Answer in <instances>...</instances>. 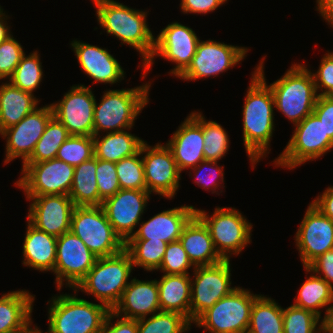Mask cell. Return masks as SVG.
<instances>
[{
    "instance_id": "41",
    "label": "cell",
    "mask_w": 333,
    "mask_h": 333,
    "mask_svg": "<svg viewBox=\"0 0 333 333\" xmlns=\"http://www.w3.org/2000/svg\"><path fill=\"white\" fill-rule=\"evenodd\" d=\"M320 320L314 312L291 305L283 308V333H318Z\"/></svg>"
},
{
    "instance_id": "29",
    "label": "cell",
    "mask_w": 333,
    "mask_h": 333,
    "mask_svg": "<svg viewBox=\"0 0 333 333\" xmlns=\"http://www.w3.org/2000/svg\"><path fill=\"white\" fill-rule=\"evenodd\" d=\"M34 93L21 90L9 81L0 85V134L19 123L40 104Z\"/></svg>"
},
{
    "instance_id": "9",
    "label": "cell",
    "mask_w": 333,
    "mask_h": 333,
    "mask_svg": "<svg viewBox=\"0 0 333 333\" xmlns=\"http://www.w3.org/2000/svg\"><path fill=\"white\" fill-rule=\"evenodd\" d=\"M294 132L288 144L273 163L277 167L297 168L302 164L321 158L333 149V141L325 132L321 120L311 113L294 126Z\"/></svg>"
},
{
    "instance_id": "55",
    "label": "cell",
    "mask_w": 333,
    "mask_h": 333,
    "mask_svg": "<svg viewBox=\"0 0 333 333\" xmlns=\"http://www.w3.org/2000/svg\"><path fill=\"white\" fill-rule=\"evenodd\" d=\"M322 333H333V306L330 307L321 318Z\"/></svg>"
},
{
    "instance_id": "53",
    "label": "cell",
    "mask_w": 333,
    "mask_h": 333,
    "mask_svg": "<svg viewBox=\"0 0 333 333\" xmlns=\"http://www.w3.org/2000/svg\"><path fill=\"white\" fill-rule=\"evenodd\" d=\"M316 10L333 28V0H316Z\"/></svg>"
},
{
    "instance_id": "26",
    "label": "cell",
    "mask_w": 333,
    "mask_h": 333,
    "mask_svg": "<svg viewBox=\"0 0 333 333\" xmlns=\"http://www.w3.org/2000/svg\"><path fill=\"white\" fill-rule=\"evenodd\" d=\"M179 241L195 267L224 260L215 249L208 227L196 214L184 226Z\"/></svg>"
},
{
    "instance_id": "13",
    "label": "cell",
    "mask_w": 333,
    "mask_h": 333,
    "mask_svg": "<svg viewBox=\"0 0 333 333\" xmlns=\"http://www.w3.org/2000/svg\"><path fill=\"white\" fill-rule=\"evenodd\" d=\"M230 260L210 266H197L191 279L190 322L194 323L218 300L230 294L232 287Z\"/></svg>"
},
{
    "instance_id": "38",
    "label": "cell",
    "mask_w": 333,
    "mask_h": 333,
    "mask_svg": "<svg viewBox=\"0 0 333 333\" xmlns=\"http://www.w3.org/2000/svg\"><path fill=\"white\" fill-rule=\"evenodd\" d=\"M38 53L36 50L28 56L26 53L22 56L17 68L8 79L12 85L31 93L39 88L44 74Z\"/></svg>"
},
{
    "instance_id": "2",
    "label": "cell",
    "mask_w": 333,
    "mask_h": 333,
    "mask_svg": "<svg viewBox=\"0 0 333 333\" xmlns=\"http://www.w3.org/2000/svg\"><path fill=\"white\" fill-rule=\"evenodd\" d=\"M96 7L97 21L107 35L137 50L143 66L154 50V38L148 27L147 11L137 10L114 0H91Z\"/></svg>"
},
{
    "instance_id": "43",
    "label": "cell",
    "mask_w": 333,
    "mask_h": 333,
    "mask_svg": "<svg viewBox=\"0 0 333 333\" xmlns=\"http://www.w3.org/2000/svg\"><path fill=\"white\" fill-rule=\"evenodd\" d=\"M191 267L195 269L180 241L168 243L158 270L164 274L182 275L190 274L188 270Z\"/></svg>"
},
{
    "instance_id": "52",
    "label": "cell",
    "mask_w": 333,
    "mask_h": 333,
    "mask_svg": "<svg viewBox=\"0 0 333 333\" xmlns=\"http://www.w3.org/2000/svg\"><path fill=\"white\" fill-rule=\"evenodd\" d=\"M311 203L333 221V186L326 188Z\"/></svg>"
},
{
    "instance_id": "56",
    "label": "cell",
    "mask_w": 333,
    "mask_h": 333,
    "mask_svg": "<svg viewBox=\"0 0 333 333\" xmlns=\"http://www.w3.org/2000/svg\"><path fill=\"white\" fill-rule=\"evenodd\" d=\"M23 333H43V332L37 326H34V328L31 326L29 329H27Z\"/></svg>"
},
{
    "instance_id": "49",
    "label": "cell",
    "mask_w": 333,
    "mask_h": 333,
    "mask_svg": "<svg viewBox=\"0 0 333 333\" xmlns=\"http://www.w3.org/2000/svg\"><path fill=\"white\" fill-rule=\"evenodd\" d=\"M115 318L117 320L113 324L111 320ZM101 333H138L137 320L121 317L111 310L105 320Z\"/></svg>"
},
{
    "instance_id": "1",
    "label": "cell",
    "mask_w": 333,
    "mask_h": 333,
    "mask_svg": "<svg viewBox=\"0 0 333 333\" xmlns=\"http://www.w3.org/2000/svg\"><path fill=\"white\" fill-rule=\"evenodd\" d=\"M265 57L252 72L242 108L243 142L253 169L261 158L269 154L275 131V101L264 76Z\"/></svg>"
},
{
    "instance_id": "33",
    "label": "cell",
    "mask_w": 333,
    "mask_h": 333,
    "mask_svg": "<svg viewBox=\"0 0 333 333\" xmlns=\"http://www.w3.org/2000/svg\"><path fill=\"white\" fill-rule=\"evenodd\" d=\"M69 197L75 206H101L96 181V157L75 166Z\"/></svg>"
},
{
    "instance_id": "40",
    "label": "cell",
    "mask_w": 333,
    "mask_h": 333,
    "mask_svg": "<svg viewBox=\"0 0 333 333\" xmlns=\"http://www.w3.org/2000/svg\"><path fill=\"white\" fill-rule=\"evenodd\" d=\"M92 136L70 135L57 151L56 158L72 166L80 165L94 157Z\"/></svg>"
},
{
    "instance_id": "15",
    "label": "cell",
    "mask_w": 333,
    "mask_h": 333,
    "mask_svg": "<svg viewBox=\"0 0 333 333\" xmlns=\"http://www.w3.org/2000/svg\"><path fill=\"white\" fill-rule=\"evenodd\" d=\"M97 256L71 231L57 237L54 275L57 290L74 289L94 266ZM65 282V283H64ZM67 285V286H66Z\"/></svg>"
},
{
    "instance_id": "35",
    "label": "cell",
    "mask_w": 333,
    "mask_h": 333,
    "mask_svg": "<svg viewBox=\"0 0 333 333\" xmlns=\"http://www.w3.org/2000/svg\"><path fill=\"white\" fill-rule=\"evenodd\" d=\"M167 244L160 239H129L125 243V250L131 256L133 267L153 272L160 268Z\"/></svg>"
},
{
    "instance_id": "3",
    "label": "cell",
    "mask_w": 333,
    "mask_h": 333,
    "mask_svg": "<svg viewBox=\"0 0 333 333\" xmlns=\"http://www.w3.org/2000/svg\"><path fill=\"white\" fill-rule=\"evenodd\" d=\"M73 294H60L48 302L46 333H101L111 311L102 303L89 302ZM51 302V303H50Z\"/></svg>"
},
{
    "instance_id": "47",
    "label": "cell",
    "mask_w": 333,
    "mask_h": 333,
    "mask_svg": "<svg viewBox=\"0 0 333 333\" xmlns=\"http://www.w3.org/2000/svg\"><path fill=\"white\" fill-rule=\"evenodd\" d=\"M318 96H329L333 92V52L324 54L319 69L311 72ZM320 89V90H319Z\"/></svg>"
},
{
    "instance_id": "14",
    "label": "cell",
    "mask_w": 333,
    "mask_h": 333,
    "mask_svg": "<svg viewBox=\"0 0 333 333\" xmlns=\"http://www.w3.org/2000/svg\"><path fill=\"white\" fill-rule=\"evenodd\" d=\"M247 47L235 46L215 40H200L188 68L178 77L184 81L216 77L235 67L245 59Z\"/></svg>"
},
{
    "instance_id": "25",
    "label": "cell",
    "mask_w": 333,
    "mask_h": 333,
    "mask_svg": "<svg viewBox=\"0 0 333 333\" xmlns=\"http://www.w3.org/2000/svg\"><path fill=\"white\" fill-rule=\"evenodd\" d=\"M195 214L193 205L163 210L148 221H142L130 239H160L167 243L178 241L184 226Z\"/></svg>"
},
{
    "instance_id": "54",
    "label": "cell",
    "mask_w": 333,
    "mask_h": 333,
    "mask_svg": "<svg viewBox=\"0 0 333 333\" xmlns=\"http://www.w3.org/2000/svg\"><path fill=\"white\" fill-rule=\"evenodd\" d=\"M0 5V43L6 40L9 36H11L12 32L10 31V26H8L7 19H9L8 15H6L5 11Z\"/></svg>"
},
{
    "instance_id": "23",
    "label": "cell",
    "mask_w": 333,
    "mask_h": 333,
    "mask_svg": "<svg viewBox=\"0 0 333 333\" xmlns=\"http://www.w3.org/2000/svg\"><path fill=\"white\" fill-rule=\"evenodd\" d=\"M70 45L81 69L93 79V83L113 85L124 80L126 72L107 49L80 40H73Z\"/></svg>"
},
{
    "instance_id": "50",
    "label": "cell",
    "mask_w": 333,
    "mask_h": 333,
    "mask_svg": "<svg viewBox=\"0 0 333 333\" xmlns=\"http://www.w3.org/2000/svg\"><path fill=\"white\" fill-rule=\"evenodd\" d=\"M228 0H181L180 9L184 14H207L218 9Z\"/></svg>"
},
{
    "instance_id": "5",
    "label": "cell",
    "mask_w": 333,
    "mask_h": 333,
    "mask_svg": "<svg viewBox=\"0 0 333 333\" xmlns=\"http://www.w3.org/2000/svg\"><path fill=\"white\" fill-rule=\"evenodd\" d=\"M134 270L130 254L124 249L110 257H98L94 266L74 288L85 292L110 310L119 303Z\"/></svg>"
},
{
    "instance_id": "39",
    "label": "cell",
    "mask_w": 333,
    "mask_h": 333,
    "mask_svg": "<svg viewBox=\"0 0 333 333\" xmlns=\"http://www.w3.org/2000/svg\"><path fill=\"white\" fill-rule=\"evenodd\" d=\"M204 157L205 160L218 162L229 151V136L221 124L205 120L203 116Z\"/></svg>"
},
{
    "instance_id": "28",
    "label": "cell",
    "mask_w": 333,
    "mask_h": 333,
    "mask_svg": "<svg viewBox=\"0 0 333 333\" xmlns=\"http://www.w3.org/2000/svg\"><path fill=\"white\" fill-rule=\"evenodd\" d=\"M23 243V264L42 272H54L57 237L37 229L27 220Z\"/></svg>"
},
{
    "instance_id": "18",
    "label": "cell",
    "mask_w": 333,
    "mask_h": 333,
    "mask_svg": "<svg viewBox=\"0 0 333 333\" xmlns=\"http://www.w3.org/2000/svg\"><path fill=\"white\" fill-rule=\"evenodd\" d=\"M52 116L51 104L37 107L19 123L0 134L6 140L5 165L17 157L22 159V165L29 159Z\"/></svg>"
},
{
    "instance_id": "12",
    "label": "cell",
    "mask_w": 333,
    "mask_h": 333,
    "mask_svg": "<svg viewBox=\"0 0 333 333\" xmlns=\"http://www.w3.org/2000/svg\"><path fill=\"white\" fill-rule=\"evenodd\" d=\"M199 41L192 28L180 22L168 24L154 38V50L150 59L142 66L144 68L142 78L145 79L157 56L175 63V68L169 73L179 77L190 65Z\"/></svg>"
},
{
    "instance_id": "45",
    "label": "cell",
    "mask_w": 333,
    "mask_h": 333,
    "mask_svg": "<svg viewBox=\"0 0 333 333\" xmlns=\"http://www.w3.org/2000/svg\"><path fill=\"white\" fill-rule=\"evenodd\" d=\"M25 54L13 35L0 43V80L9 79Z\"/></svg>"
},
{
    "instance_id": "19",
    "label": "cell",
    "mask_w": 333,
    "mask_h": 333,
    "mask_svg": "<svg viewBox=\"0 0 333 333\" xmlns=\"http://www.w3.org/2000/svg\"><path fill=\"white\" fill-rule=\"evenodd\" d=\"M150 196L147 190L120 189L102 202L108 221L124 243L135 234Z\"/></svg>"
},
{
    "instance_id": "4",
    "label": "cell",
    "mask_w": 333,
    "mask_h": 333,
    "mask_svg": "<svg viewBox=\"0 0 333 333\" xmlns=\"http://www.w3.org/2000/svg\"><path fill=\"white\" fill-rule=\"evenodd\" d=\"M150 87L151 82H147L134 88L105 91L100 103L95 101L94 136L106 131H129L149 103Z\"/></svg>"
},
{
    "instance_id": "51",
    "label": "cell",
    "mask_w": 333,
    "mask_h": 333,
    "mask_svg": "<svg viewBox=\"0 0 333 333\" xmlns=\"http://www.w3.org/2000/svg\"><path fill=\"white\" fill-rule=\"evenodd\" d=\"M308 268L333 287V249L320 255Z\"/></svg>"
},
{
    "instance_id": "34",
    "label": "cell",
    "mask_w": 333,
    "mask_h": 333,
    "mask_svg": "<svg viewBox=\"0 0 333 333\" xmlns=\"http://www.w3.org/2000/svg\"><path fill=\"white\" fill-rule=\"evenodd\" d=\"M247 333H283V308L275 299L261 294L255 299Z\"/></svg>"
},
{
    "instance_id": "44",
    "label": "cell",
    "mask_w": 333,
    "mask_h": 333,
    "mask_svg": "<svg viewBox=\"0 0 333 333\" xmlns=\"http://www.w3.org/2000/svg\"><path fill=\"white\" fill-rule=\"evenodd\" d=\"M96 181L102 201L115 195L121 188L115 163L96 158Z\"/></svg>"
},
{
    "instance_id": "16",
    "label": "cell",
    "mask_w": 333,
    "mask_h": 333,
    "mask_svg": "<svg viewBox=\"0 0 333 333\" xmlns=\"http://www.w3.org/2000/svg\"><path fill=\"white\" fill-rule=\"evenodd\" d=\"M141 157L146 190L150 194L173 199L182 176L171 149L166 144L150 146L145 141L141 146Z\"/></svg>"
},
{
    "instance_id": "30",
    "label": "cell",
    "mask_w": 333,
    "mask_h": 333,
    "mask_svg": "<svg viewBox=\"0 0 333 333\" xmlns=\"http://www.w3.org/2000/svg\"><path fill=\"white\" fill-rule=\"evenodd\" d=\"M189 275L164 274L157 284L161 311L179 313L190 321L192 277Z\"/></svg>"
},
{
    "instance_id": "6",
    "label": "cell",
    "mask_w": 333,
    "mask_h": 333,
    "mask_svg": "<svg viewBox=\"0 0 333 333\" xmlns=\"http://www.w3.org/2000/svg\"><path fill=\"white\" fill-rule=\"evenodd\" d=\"M268 86L275 108L294 126L313 113L318 95L311 70L306 65L292 64L280 79Z\"/></svg>"
},
{
    "instance_id": "22",
    "label": "cell",
    "mask_w": 333,
    "mask_h": 333,
    "mask_svg": "<svg viewBox=\"0 0 333 333\" xmlns=\"http://www.w3.org/2000/svg\"><path fill=\"white\" fill-rule=\"evenodd\" d=\"M178 127L166 145L171 149L177 167L182 172L205 160L202 113L191 112Z\"/></svg>"
},
{
    "instance_id": "46",
    "label": "cell",
    "mask_w": 333,
    "mask_h": 333,
    "mask_svg": "<svg viewBox=\"0 0 333 333\" xmlns=\"http://www.w3.org/2000/svg\"><path fill=\"white\" fill-rule=\"evenodd\" d=\"M218 162H213L209 160H204L200 162L196 167L191 168L190 171L195 173V183L198 187L205 189V191H212V194H220L218 192L219 186L222 185L224 181L223 166H218ZM210 170H209V169ZM206 170L204 174L202 170ZM219 179V180H218ZM218 189V190H217ZM217 190V191H216Z\"/></svg>"
},
{
    "instance_id": "8",
    "label": "cell",
    "mask_w": 333,
    "mask_h": 333,
    "mask_svg": "<svg viewBox=\"0 0 333 333\" xmlns=\"http://www.w3.org/2000/svg\"><path fill=\"white\" fill-rule=\"evenodd\" d=\"M70 231L97 257L114 256L125 249L101 206H76Z\"/></svg>"
},
{
    "instance_id": "37",
    "label": "cell",
    "mask_w": 333,
    "mask_h": 333,
    "mask_svg": "<svg viewBox=\"0 0 333 333\" xmlns=\"http://www.w3.org/2000/svg\"><path fill=\"white\" fill-rule=\"evenodd\" d=\"M137 320L138 333H185L191 328V322L176 312L154 313L149 318Z\"/></svg>"
},
{
    "instance_id": "21",
    "label": "cell",
    "mask_w": 333,
    "mask_h": 333,
    "mask_svg": "<svg viewBox=\"0 0 333 333\" xmlns=\"http://www.w3.org/2000/svg\"><path fill=\"white\" fill-rule=\"evenodd\" d=\"M31 200L27 220L37 229L59 237L70 231L76 207L69 195L26 196Z\"/></svg>"
},
{
    "instance_id": "48",
    "label": "cell",
    "mask_w": 333,
    "mask_h": 333,
    "mask_svg": "<svg viewBox=\"0 0 333 333\" xmlns=\"http://www.w3.org/2000/svg\"><path fill=\"white\" fill-rule=\"evenodd\" d=\"M313 113L321 120L326 134L333 141V98L318 96Z\"/></svg>"
},
{
    "instance_id": "32",
    "label": "cell",
    "mask_w": 333,
    "mask_h": 333,
    "mask_svg": "<svg viewBox=\"0 0 333 333\" xmlns=\"http://www.w3.org/2000/svg\"><path fill=\"white\" fill-rule=\"evenodd\" d=\"M304 269L307 273L310 272V276L302 283L293 305L310 310L322 318L319 309L325 308L327 312L333 306V287L308 267Z\"/></svg>"
},
{
    "instance_id": "7",
    "label": "cell",
    "mask_w": 333,
    "mask_h": 333,
    "mask_svg": "<svg viewBox=\"0 0 333 333\" xmlns=\"http://www.w3.org/2000/svg\"><path fill=\"white\" fill-rule=\"evenodd\" d=\"M196 215L208 227L215 249L224 260L240 254L252 241L253 225L233 207H216L211 216L196 208Z\"/></svg>"
},
{
    "instance_id": "31",
    "label": "cell",
    "mask_w": 333,
    "mask_h": 333,
    "mask_svg": "<svg viewBox=\"0 0 333 333\" xmlns=\"http://www.w3.org/2000/svg\"><path fill=\"white\" fill-rule=\"evenodd\" d=\"M93 140L95 157L113 163L137 154L145 142L126 130L95 135Z\"/></svg>"
},
{
    "instance_id": "10",
    "label": "cell",
    "mask_w": 333,
    "mask_h": 333,
    "mask_svg": "<svg viewBox=\"0 0 333 333\" xmlns=\"http://www.w3.org/2000/svg\"><path fill=\"white\" fill-rule=\"evenodd\" d=\"M258 294L237 286L230 294L218 300L193 324L209 333H247L251 309Z\"/></svg>"
},
{
    "instance_id": "27",
    "label": "cell",
    "mask_w": 333,
    "mask_h": 333,
    "mask_svg": "<svg viewBox=\"0 0 333 333\" xmlns=\"http://www.w3.org/2000/svg\"><path fill=\"white\" fill-rule=\"evenodd\" d=\"M35 295L23 290L0 297V333H23L32 326Z\"/></svg>"
},
{
    "instance_id": "20",
    "label": "cell",
    "mask_w": 333,
    "mask_h": 333,
    "mask_svg": "<svg viewBox=\"0 0 333 333\" xmlns=\"http://www.w3.org/2000/svg\"><path fill=\"white\" fill-rule=\"evenodd\" d=\"M294 240L303 267L333 249V221L312 203L300 222Z\"/></svg>"
},
{
    "instance_id": "24",
    "label": "cell",
    "mask_w": 333,
    "mask_h": 333,
    "mask_svg": "<svg viewBox=\"0 0 333 333\" xmlns=\"http://www.w3.org/2000/svg\"><path fill=\"white\" fill-rule=\"evenodd\" d=\"M130 280L112 311L121 317L135 320L160 312L157 280L141 281L135 277Z\"/></svg>"
},
{
    "instance_id": "17",
    "label": "cell",
    "mask_w": 333,
    "mask_h": 333,
    "mask_svg": "<svg viewBox=\"0 0 333 333\" xmlns=\"http://www.w3.org/2000/svg\"><path fill=\"white\" fill-rule=\"evenodd\" d=\"M95 96L89 86L74 85L63 98L51 104L53 116L70 135L94 136Z\"/></svg>"
},
{
    "instance_id": "11",
    "label": "cell",
    "mask_w": 333,
    "mask_h": 333,
    "mask_svg": "<svg viewBox=\"0 0 333 333\" xmlns=\"http://www.w3.org/2000/svg\"><path fill=\"white\" fill-rule=\"evenodd\" d=\"M74 168L57 158L24 163L22 176L14 184L25 192V196L69 195Z\"/></svg>"
},
{
    "instance_id": "36",
    "label": "cell",
    "mask_w": 333,
    "mask_h": 333,
    "mask_svg": "<svg viewBox=\"0 0 333 333\" xmlns=\"http://www.w3.org/2000/svg\"><path fill=\"white\" fill-rule=\"evenodd\" d=\"M69 136L67 128L52 116L32 155L25 163H38L56 158L58 149Z\"/></svg>"
},
{
    "instance_id": "42",
    "label": "cell",
    "mask_w": 333,
    "mask_h": 333,
    "mask_svg": "<svg viewBox=\"0 0 333 333\" xmlns=\"http://www.w3.org/2000/svg\"><path fill=\"white\" fill-rule=\"evenodd\" d=\"M121 189L146 190L144 167L140 151L115 163Z\"/></svg>"
}]
</instances>
